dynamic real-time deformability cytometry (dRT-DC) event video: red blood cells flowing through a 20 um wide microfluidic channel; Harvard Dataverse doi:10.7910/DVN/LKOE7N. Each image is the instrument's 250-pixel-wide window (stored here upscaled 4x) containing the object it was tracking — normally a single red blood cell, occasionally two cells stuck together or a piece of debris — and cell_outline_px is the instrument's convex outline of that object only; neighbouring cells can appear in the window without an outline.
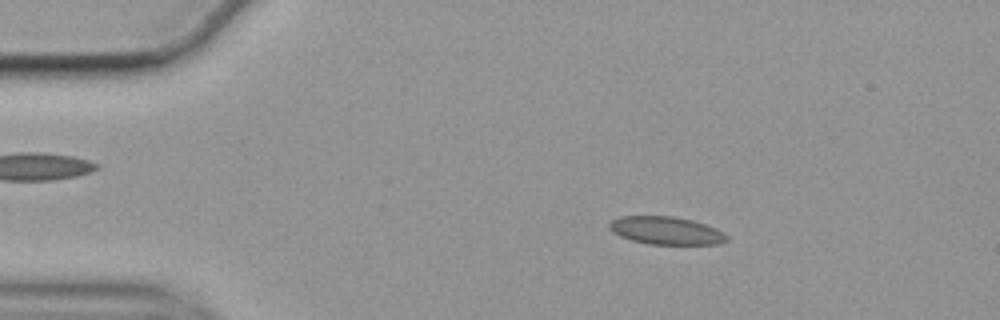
{"species": "common noctule bat (a hibernating species)", "species_latin": "Nyctalus noctula", "temperature_condition": "cold", "stored_images_in_passage": 56, "camera_frame_rate_fps": 3000, "um_per_image_px": 0.085, "animal": {"sex": "female", "body_mass_g": 19.9}, "frame": {"image": 1, "passage_image": 9, "time_ms": 2.667, "image_size_px": [1000, 320], "cell_outline_px": [[728, 240], [720, 244], [648, 244], [632, 240], [620, 236], [612, 232], [608, 228], [608, 224], [612, 220], [620, 216], [672, 216], [692, 220], [704, 224], [724, 232], [728, 236]], "centroid_in_image_um": [56.6, 19.6], "position_along_channel_um": 28.4, "area_um2": 19.07}}
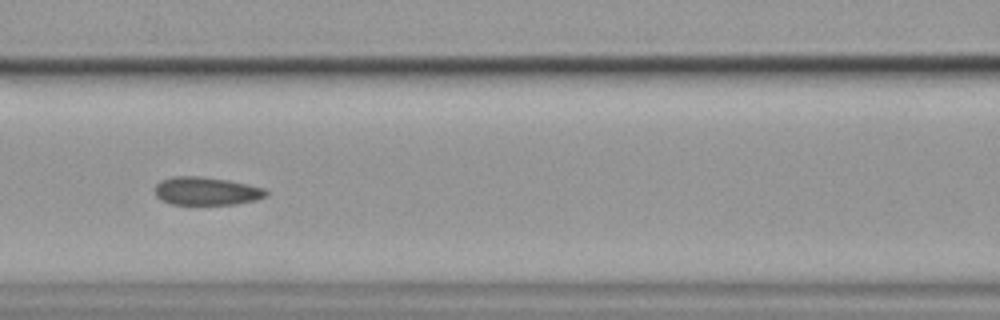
{"frame": {"image": 2, "passage_image": 24, "time_ms": 7.667, "image_size_px": [1000, 320], "cell_outline_px": [[268, 196], [256, 200], [236, 204], [172, 204], [156, 196], [156, 184], [160, 180], [172, 176], [200, 176], [228, 180], [248, 184], [264, 188], [268, 192]], "centroid_in_image_um": [17.57, 16.23], "position_along_channel_um": 149.0, "area_um2": 18.21}}
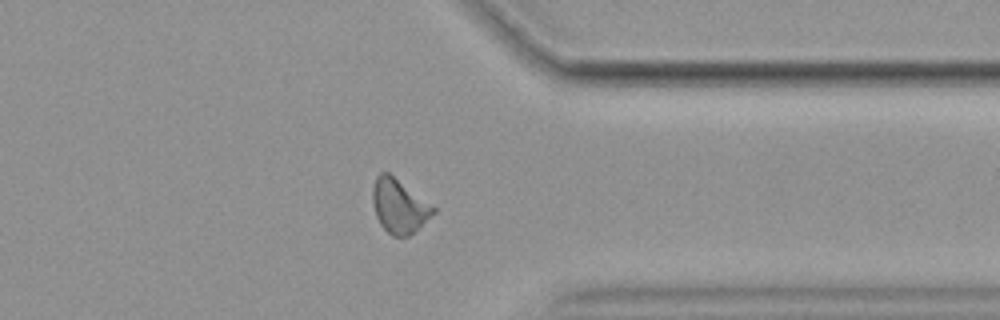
{"frame": {"image": 3, "passage_image": 44, "time_ms": 14.333, "image_size_px": [1000, 320], "cell_outline_px": [[436, 212], [408, 236], [392, 236], [380, 224], [376, 216], [372, 200], [372, 188], [376, 176], [380, 172], [388, 172], [436, 208]], "centroid_in_image_um": [33.9, 17.5], "position_along_channel_um": 377.5, "area_um2": 18.79}, "authors_computed_cell_mechanics": {"area_um2": 18.7272, "velocity_mm_per_s": 3.5165, "shape_relaxation_time_tau1_ms": null, "shape_relaxation_time_tau2_ms": 1.8531, "deformation_change_tau1": null, "deformation_change_tau2": 0.0602}}